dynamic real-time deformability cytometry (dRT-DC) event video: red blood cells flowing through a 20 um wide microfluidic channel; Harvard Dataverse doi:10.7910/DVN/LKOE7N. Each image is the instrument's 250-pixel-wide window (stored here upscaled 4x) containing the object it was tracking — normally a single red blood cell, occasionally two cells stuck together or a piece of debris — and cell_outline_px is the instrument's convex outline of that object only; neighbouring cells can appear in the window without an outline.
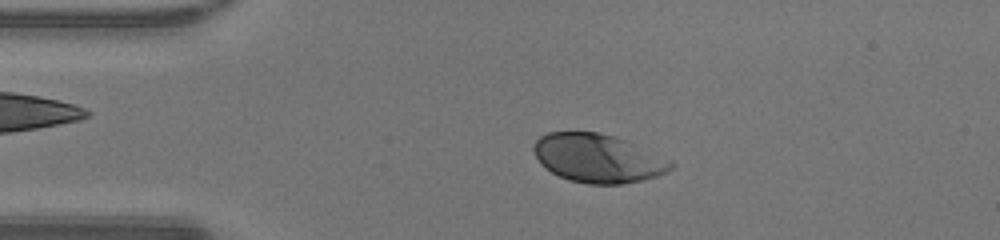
{"species": "human", "species_latin": "Homo sapiens", "temperature_condition": "warm", "stored_images_in_passage": 47, "camera_frame_rate_fps": 3000, "um_per_image_px": 0.085, "donor": {"sex": "male"}, "frame": {"image": 1, "passage_image": 9, "time_ms": 2.667, "image_size_px": [1000, 240], "cell_outline_px": [[676, 164], [668, 172], [656, 176], [640, 180], [620, 184], [588, 184], [568, 180], [552, 172], [540, 164], [532, 148], [536, 140], [540, 136], [548, 132], [596, 132], [628, 140], [672, 160]], "centroid_in_image_um": [50.84, 13.45], "position_along_channel_um": 34.2, "area_um2": 38.96}}
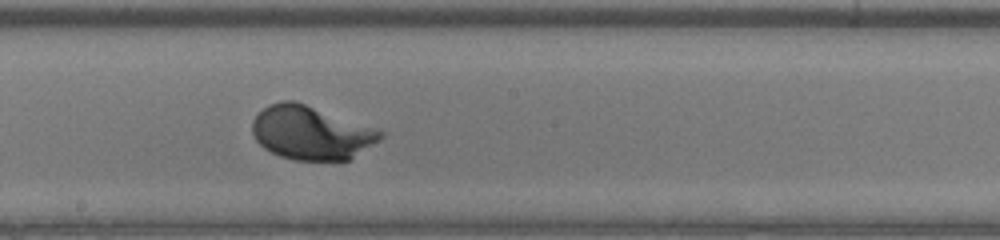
{"frame": {"image": 2, "passage_image": 25, "time_ms": 8.0, "image_size_px": [1000, 240], "cell_outline_px": [[384, 136], [380, 140], [348, 160], [292, 160], [280, 156], [264, 148], [256, 140], [252, 132], [252, 120], [268, 104], [280, 100], [292, 100], [304, 104], [384, 132]], "centroid_in_image_um": [26.39, 11.3], "position_along_channel_um": 221.8, "area_um2": 39.42}}
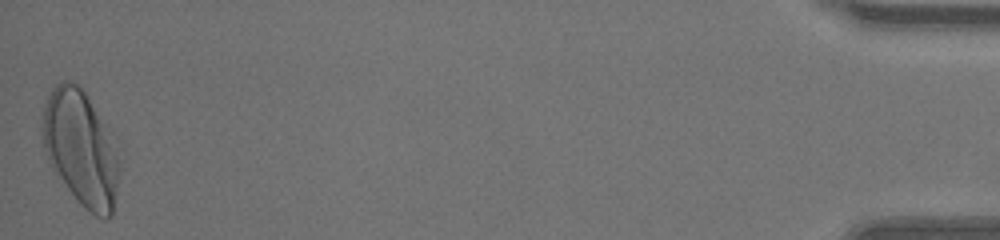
{"frame": {"image": 3, "passage_image": 47, "time_ms": 15.333, "image_size_px": [1000, 240], "cell_outline_px": [[120, 172], [112, 216], [104, 220], [96, 216], [84, 208], [80, 204], [68, 188], [48, 160], [44, 148], [40, 132], [40, 128], [44, 104], [52, 88], [56, 84], [64, 80], [72, 80], [80, 84], [112, 128], [120, 160]], "centroid_in_image_um": [6.91, 12.53], "position_along_channel_um": 428.3, "area_um2": 53.06}, "authors_computed_cell_mechanics": {"area_um2": 39.6508, "velocity_mm_per_s": 4.2326, "shape_relaxation_time_tau1_ms": 1.6606, "shape_relaxation_time_tau2_ms": null, "deformation_change_tau1": 0.1379, "deformation_change_tau2": null}}